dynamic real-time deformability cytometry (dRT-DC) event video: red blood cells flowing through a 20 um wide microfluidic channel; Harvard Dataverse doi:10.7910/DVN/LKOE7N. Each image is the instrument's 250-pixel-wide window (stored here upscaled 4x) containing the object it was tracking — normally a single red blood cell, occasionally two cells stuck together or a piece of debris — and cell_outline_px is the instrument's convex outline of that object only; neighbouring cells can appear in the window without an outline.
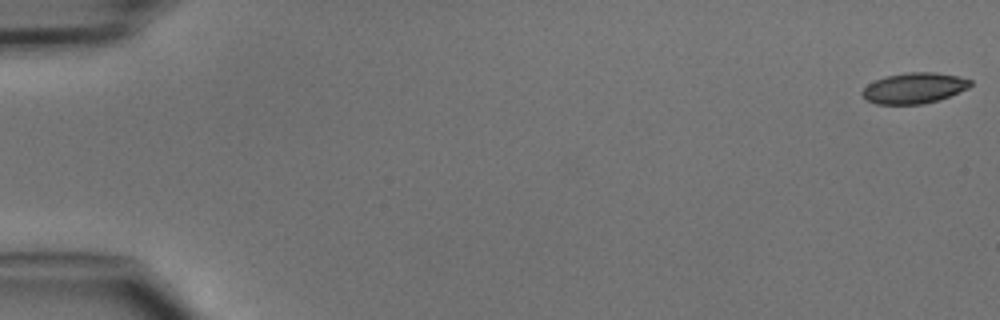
{"species": "common noctule bat (a hibernating species)", "species_latin": "Nyctalus noctula", "temperature_condition": "cold", "stored_images_in_passage": 48, "camera_frame_rate_fps": 3000, "um_per_image_px": 0.085, "animal": {"sex": "male", "body_mass_g": 15.6}, "frame": {"image": 1, "passage_image": 1, "time_ms": 0.0, "image_size_px": [1000, 320], "cell_outline_px": [[972, 84], [968, 88], [948, 96], [924, 104], [876, 104], [864, 100], [860, 92], [868, 84], [876, 80], [888, 76], [908, 72], [936, 72], [956, 76], [972, 80]], "centroid_in_image_um": [77.67, 7.49], "position_along_channel_um": 7.3, "area_um2": 19.25}}
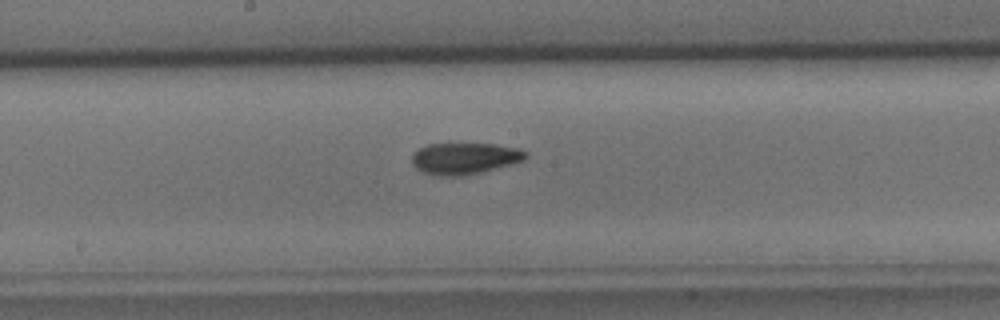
{"frame": {"image": 2, "passage_image": 26, "time_ms": 8.333, "image_size_px": [1000, 320], "cell_outline_px": [[528, 156], [524, 160], [512, 164], [480, 172], [460, 176], [436, 176], [424, 172], [416, 168], [412, 164], [412, 156], [420, 148], [428, 144], [496, 144], [520, 148], [528, 152]], "centroid_in_image_um": [39.53, 13.46], "position_along_channel_um": 208.7, "area_um2": 20.87}}
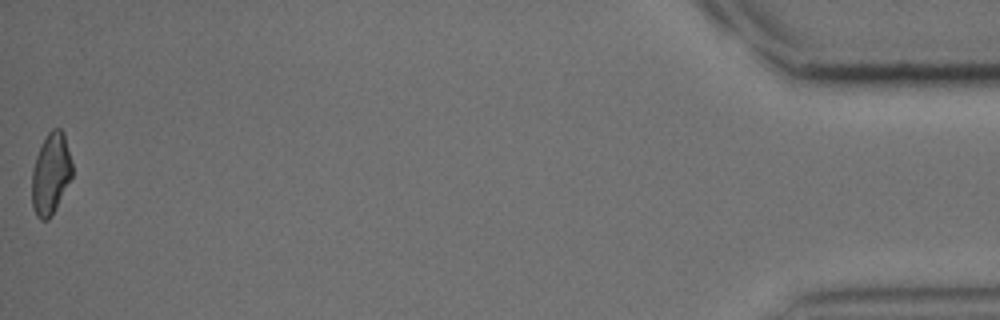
{"frame": {"image": 3, "passage_image": 48, "time_ms": 15.667, "image_size_px": [1000, 320], "cell_outline_px": [[72, 176], [48, 220], [40, 220], [36, 216], [32, 204], [32, 168], [36, 156], [48, 132], [52, 128], [60, 128], [64, 132], [72, 164]], "centroid_in_image_um": [4.3, 14.74], "position_along_channel_um": 430.9, "area_um2": 18.79}}